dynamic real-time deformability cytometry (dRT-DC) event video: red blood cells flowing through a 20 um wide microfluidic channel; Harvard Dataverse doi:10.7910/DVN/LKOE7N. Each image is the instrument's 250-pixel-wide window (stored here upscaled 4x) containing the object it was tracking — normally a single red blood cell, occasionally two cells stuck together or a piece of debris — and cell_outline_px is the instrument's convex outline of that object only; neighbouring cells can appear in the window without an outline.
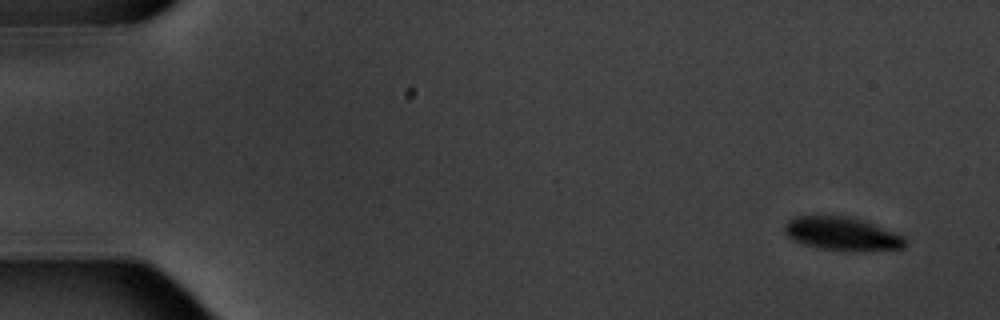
{"species": "common noctule bat (a hibernating species)", "species_latin": "Nyctalus noctula", "temperature_condition": "warm", "stored_images_in_passage": 5, "camera_frame_rate_fps": 3000, "um_per_image_px": 0.085, "animal": {"sex": "male", "body_mass_g": 20.1, "forearm_length_mm": 53.5}, "frame": {"image": 1, "passage_image": 1, "time_ms": 0.0, "image_size_px": [1000, 320], "cell_outline_px": [[904, 248], [820, 248], [804, 244], [792, 240], [784, 232], [784, 224], [788, 220], [796, 216], [844, 216], [860, 220], [872, 224], [904, 236]], "centroid_in_image_um": [71.45, 19.82], "position_along_channel_um": 13.6, "area_um2": 22.02}}
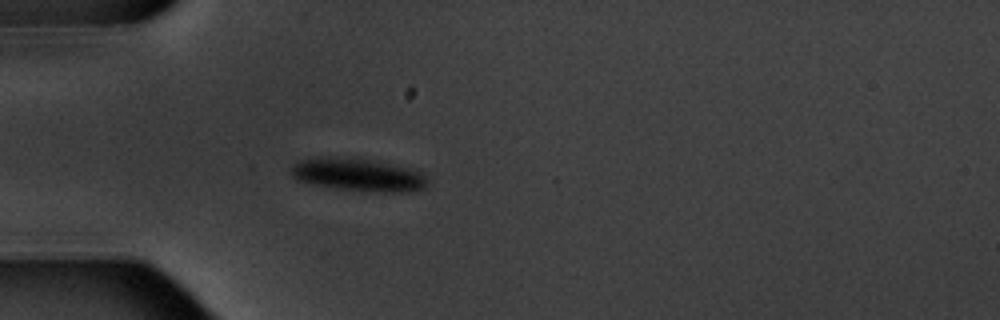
{"frame": {"image": 2, "passage_image": 5, "time_ms": 4.667, "image_size_px": [1000, 320], "cell_outline_px": [[424, 188], [400, 192], [384, 192], [336, 188], [312, 184], [296, 180], [288, 172], [288, 168], [292, 164], [300, 160], [320, 156], [332, 156], [372, 160], [408, 168], [420, 172], [424, 176]], "centroid_in_image_um": [30.28, 14.83], "position_along_channel_um": 54.7, "area_um2": 25.89}}